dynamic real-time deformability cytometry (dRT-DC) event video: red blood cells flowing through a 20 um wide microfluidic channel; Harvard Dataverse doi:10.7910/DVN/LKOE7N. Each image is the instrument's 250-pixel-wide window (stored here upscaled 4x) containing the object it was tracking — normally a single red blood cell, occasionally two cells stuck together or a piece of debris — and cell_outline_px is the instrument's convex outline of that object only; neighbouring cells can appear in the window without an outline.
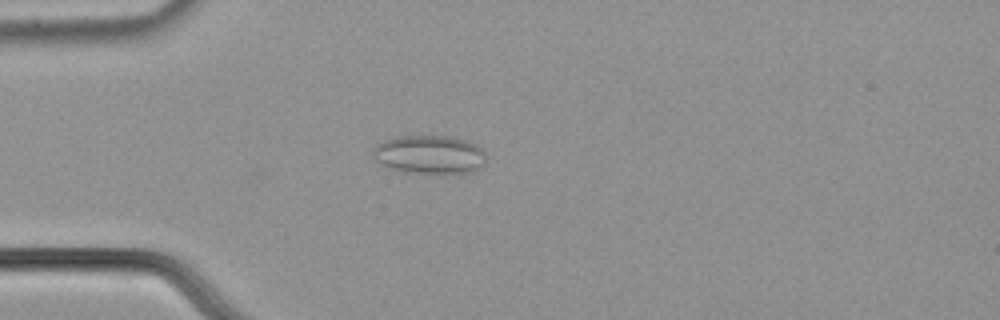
{"species": "common noctule bat (a hibernating species)", "species_latin": "Nyctalus noctula", "temperature_condition": "cold", "stored_images_in_passage": 47, "camera_frame_rate_fps": 3000, "um_per_image_px": 0.085, "animal": {"sex": "male", "body_mass_g": 21.5, "forearm_length_mm": 52.0}, "frame": {"image": 1, "passage_image": 7, "time_ms": 2.0, "image_size_px": [1000, 320], "cell_outline_px": [[484, 164], [472, 172], [412, 172], [392, 168], [376, 160], [372, 156], [372, 148], [376, 144], [384, 140], [400, 136], [448, 136], [468, 140], [476, 144], [484, 152]], "centroid_in_image_um": [36.5, 13.1], "position_along_channel_um": 48.5, "area_um2": 24.97}}
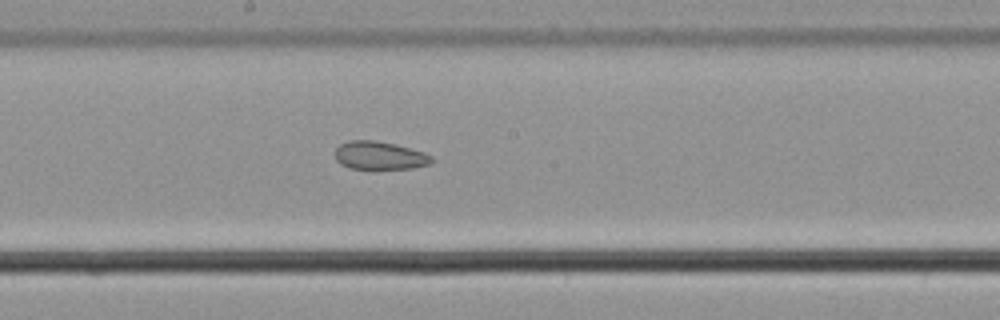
{"frame": {"image": 2, "passage_image": 22, "time_ms": 7.0, "image_size_px": [1000, 320], "cell_outline_px": [[432, 164], [412, 168], [372, 172], [348, 168], [340, 164], [336, 160], [336, 148], [340, 144], [348, 140], [372, 140], [396, 144], [424, 152], [432, 156]], "centroid_in_image_um": [32.26, 13.27], "position_along_channel_um": 215.9, "area_um2": 16.7}}
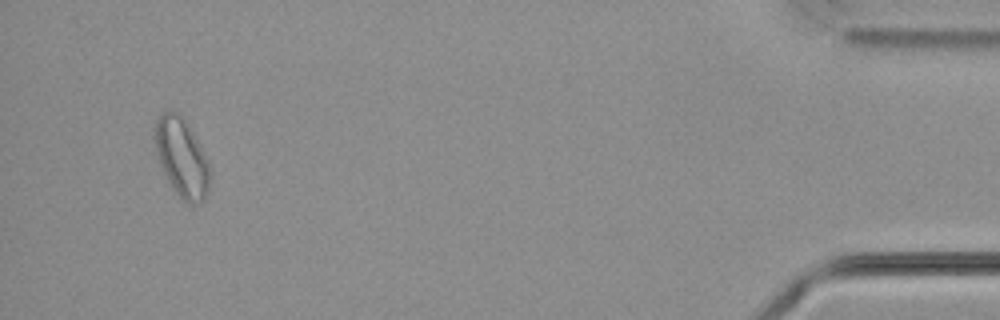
{"frame": {"image": 3, "passage_image": 45, "time_ms": 14.667, "image_size_px": [1000, 320], "cell_outline_px": [[212, 176], [208, 192], [200, 204], [188, 204], [176, 192], [168, 180], [164, 172], [156, 148], [152, 128], [160, 112], [168, 108], [172, 108], [180, 112], [192, 132], [208, 160]], "centroid_in_image_um": [15.45, 13.33], "position_along_channel_um": 419.8, "area_um2": 25.61}, "authors_computed_cell_mechanics": {"area_um2": 18.9006, "velocity_mm_per_s": 3.669, "shape_relaxation_time_tau1_ms": null, "shape_relaxation_time_tau2_ms": 2.8685, "deformation_change_tau1": null, "deformation_change_tau2": 0.0796}}